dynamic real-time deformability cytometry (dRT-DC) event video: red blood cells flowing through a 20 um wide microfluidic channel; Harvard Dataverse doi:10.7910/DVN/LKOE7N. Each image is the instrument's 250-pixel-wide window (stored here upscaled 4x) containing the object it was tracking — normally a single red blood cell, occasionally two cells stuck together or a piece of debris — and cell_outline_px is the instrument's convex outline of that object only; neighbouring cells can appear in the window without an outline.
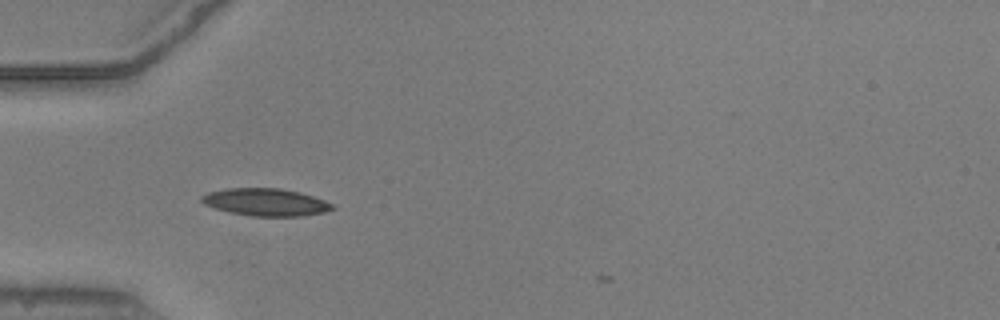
{"species": "common noctule bat (a hibernating species)", "species_latin": "Nyctalus noctula", "temperature_condition": "warm", "stored_images_in_passage": 4, "camera_frame_rate_fps": 3000, "um_per_image_px": 0.085, "animal": {"sex": "male", "body_mass_g": 20.5, "forearm_length_mm": 52.5}, "frame": {"image": 1, "passage_image": 1, "time_ms": 0.0, "image_size_px": [1000, 320], "cell_outline_px": [[336, 208], [324, 212], [300, 216], [252, 216], [232, 212], [216, 208], [204, 204], [200, 200], [200, 196], [208, 192], [224, 188], [280, 188], [300, 192], [324, 200], [332, 204]], "centroid_in_image_um": [22.57, 17.17], "position_along_channel_um": 62.4, "area_um2": 20.81}}